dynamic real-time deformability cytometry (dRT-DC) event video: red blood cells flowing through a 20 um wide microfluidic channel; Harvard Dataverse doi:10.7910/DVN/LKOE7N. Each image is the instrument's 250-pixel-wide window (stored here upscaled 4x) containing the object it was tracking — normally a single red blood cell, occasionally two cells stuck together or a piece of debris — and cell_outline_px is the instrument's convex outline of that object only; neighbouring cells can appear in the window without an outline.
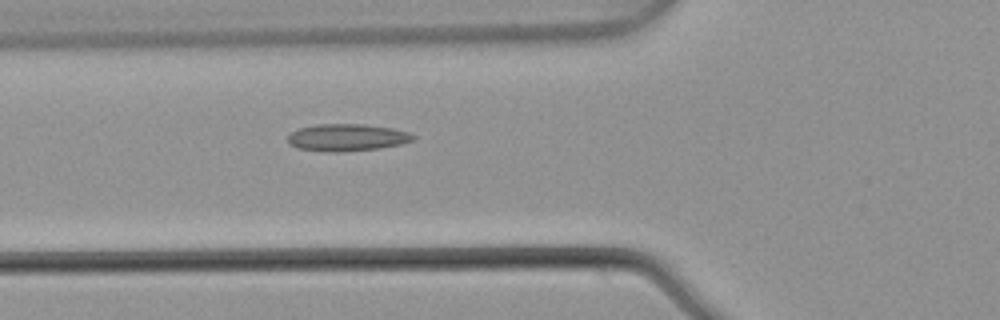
{"species": "common noctule bat (a hibernating species)", "species_latin": "Nyctalus noctula", "temperature_condition": "warm", "stored_images_in_passage": 3, "camera_frame_rate_fps": 3000, "um_per_image_px": 0.085, "animal": {"sex": "male", "body_mass_g": 21.5, "forearm_length_mm": 52.0}, "frame": {"image": 1, "passage_image": 3, "time_ms": 0.667, "image_size_px": [1000, 320], "cell_outline_px": [[416, 136], [412, 140], [400, 144], [376, 148], [340, 152], [332, 152], [296, 148], [288, 144], [288, 136], [292, 132], [300, 128], [316, 124], [364, 124], [392, 128], [408, 132]], "centroid_in_image_um": [29.46, 11.68], "position_along_channel_um": 96.3, "area_um2": 19.65}}